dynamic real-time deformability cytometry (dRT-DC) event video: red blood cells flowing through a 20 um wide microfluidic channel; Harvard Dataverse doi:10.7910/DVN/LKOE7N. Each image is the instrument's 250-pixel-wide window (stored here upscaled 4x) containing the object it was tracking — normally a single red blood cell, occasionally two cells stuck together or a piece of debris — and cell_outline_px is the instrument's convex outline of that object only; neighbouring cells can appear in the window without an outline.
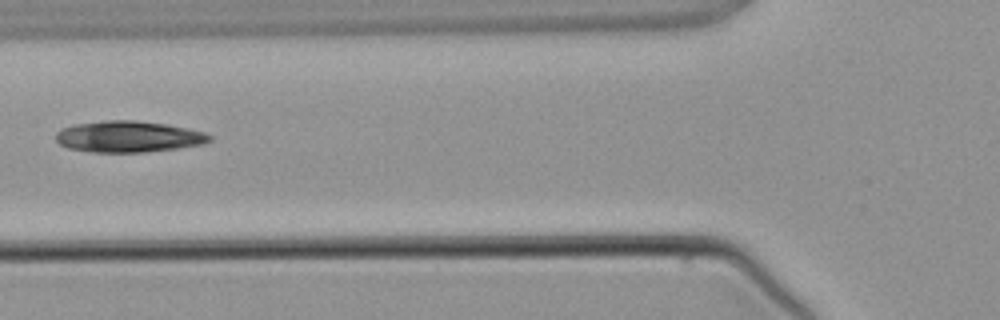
{"species": "common noctule bat (a hibernating species)", "species_latin": "Nyctalus noctula", "temperature_condition": "warm", "stored_images_in_passage": 5, "camera_frame_rate_fps": 3000, "um_per_image_px": 0.085, "animal": {"sex": "male", "body_mass_g": 21.5, "forearm_length_mm": 52.0}, "frame": {"image": 1, "passage_image": 5, "time_ms": 5.0, "image_size_px": [1000, 320], "cell_outline_px": [[212, 140], [204, 144], [176, 148], [144, 152], [92, 152], [68, 148], [60, 144], [56, 140], [56, 132], [64, 128], [76, 124], [108, 120], [136, 120], [168, 124], [204, 132], [212, 136]], "centroid_in_image_um": [10.94, 11.61], "position_along_channel_um": 114.9, "area_um2": 27.92}}